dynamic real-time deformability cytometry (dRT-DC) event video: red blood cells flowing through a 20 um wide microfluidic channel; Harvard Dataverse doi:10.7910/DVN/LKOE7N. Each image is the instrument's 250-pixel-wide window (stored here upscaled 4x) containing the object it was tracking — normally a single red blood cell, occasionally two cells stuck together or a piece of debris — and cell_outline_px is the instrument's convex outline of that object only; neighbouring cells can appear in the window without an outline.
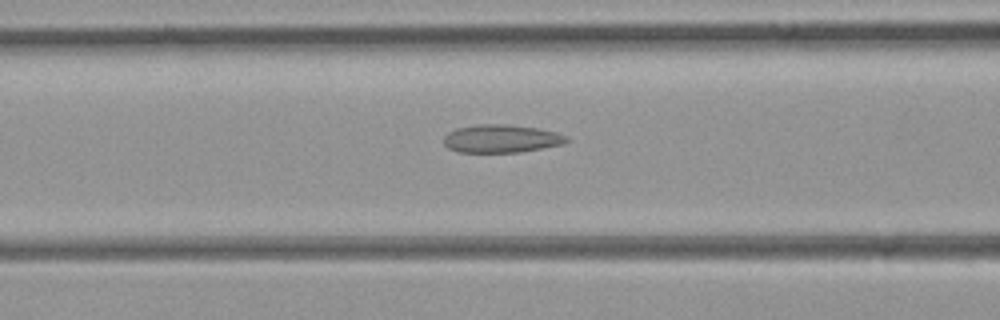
{"species": "common noctule bat (a hibernating species)", "species_latin": "Nyctalus noctula", "temperature_condition": "room temperature", "stored_images_in_passage": 30, "camera_frame_rate_fps": 3000, "um_per_image_px": 0.085, "animal": {"sex": "female", "body_mass_g": 21.9}, "frame": {"image": 1, "passage_image": 10, "time_ms": 3.0, "image_size_px": [1000, 320], "cell_outline_px": [[568, 140], [564, 144], [520, 152], [460, 152], [448, 148], [444, 144], [444, 136], [448, 132], [456, 128], [476, 124], [508, 124], [536, 128], [556, 132], [568, 136]], "centroid_in_image_um": [42.6, 11.78], "position_along_channel_um": 124.0, "area_um2": 20.11}}
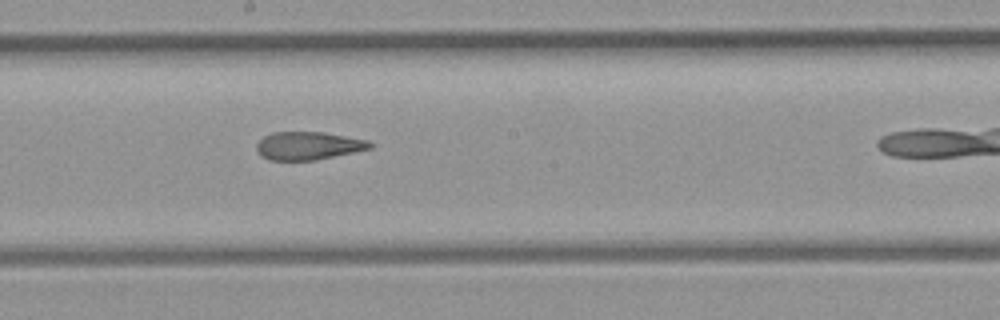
{"frame": {"image": 2, "passage_image": 17, "time_ms": 5.333, "image_size_px": [1000, 320], "cell_outline_px": [[372, 148], [316, 160], [268, 160], [256, 152], [256, 144], [264, 136], [272, 132], [324, 132], [368, 140], [372, 144]], "centroid_in_image_um": [26.18, 12.39], "position_along_channel_um": 222.0, "area_um2": 18.55}}
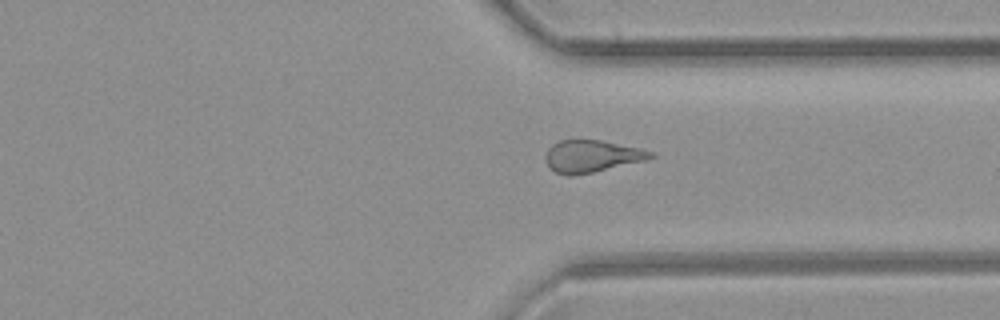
{"frame": {"image": 3, "passage_image": 27, "time_ms": 8.667, "image_size_px": [1000, 320], "cell_outline_px": [[656, 156], [644, 160], [592, 172], [572, 176], [568, 176], [556, 172], [544, 160], [544, 156], [548, 148], [552, 144], [560, 140], [600, 140], [640, 148], [652, 152]], "centroid_in_image_um": [50.26, 13.27], "position_along_channel_um": 361.1, "area_um2": 19.42}}